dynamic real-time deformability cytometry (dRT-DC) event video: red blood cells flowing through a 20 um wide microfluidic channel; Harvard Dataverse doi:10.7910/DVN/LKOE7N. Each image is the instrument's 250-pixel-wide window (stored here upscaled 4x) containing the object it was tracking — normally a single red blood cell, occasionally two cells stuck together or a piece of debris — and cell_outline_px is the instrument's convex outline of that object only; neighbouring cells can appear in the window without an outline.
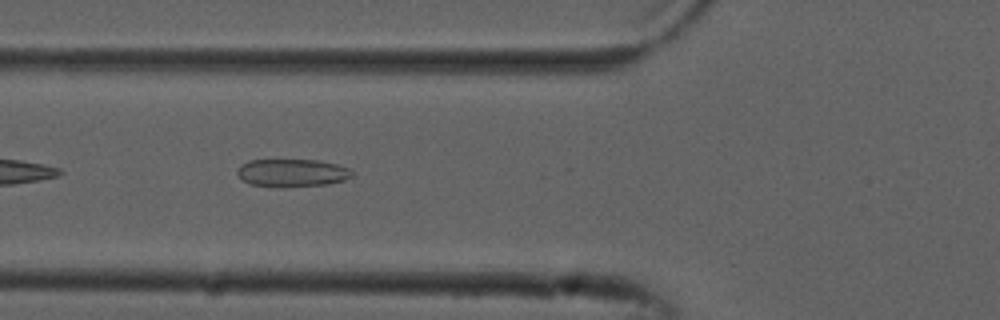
{"species": "common noctule bat (a hibernating species)", "species_latin": "Nyctalus noctula", "temperature_condition": "cold", "stored_images_in_passage": 7, "camera_frame_rate_fps": 3000, "um_per_image_px": 0.085, "animal": {"sex": "male", "forearm_length_mm": 52.5}, "frame": {"image": 1, "passage_image": 3, "time_ms": 0.667, "image_size_px": [1000, 320], "cell_outline_px": [[356, 176], [344, 180], [328, 184], [268, 188], [252, 184], [244, 180], [236, 172], [248, 160], [320, 160], [336, 164], [348, 168], [356, 172]], "centroid_in_image_um": [24.9, 14.7], "position_along_channel_um": 100.9, "area_um2": 18.73}}